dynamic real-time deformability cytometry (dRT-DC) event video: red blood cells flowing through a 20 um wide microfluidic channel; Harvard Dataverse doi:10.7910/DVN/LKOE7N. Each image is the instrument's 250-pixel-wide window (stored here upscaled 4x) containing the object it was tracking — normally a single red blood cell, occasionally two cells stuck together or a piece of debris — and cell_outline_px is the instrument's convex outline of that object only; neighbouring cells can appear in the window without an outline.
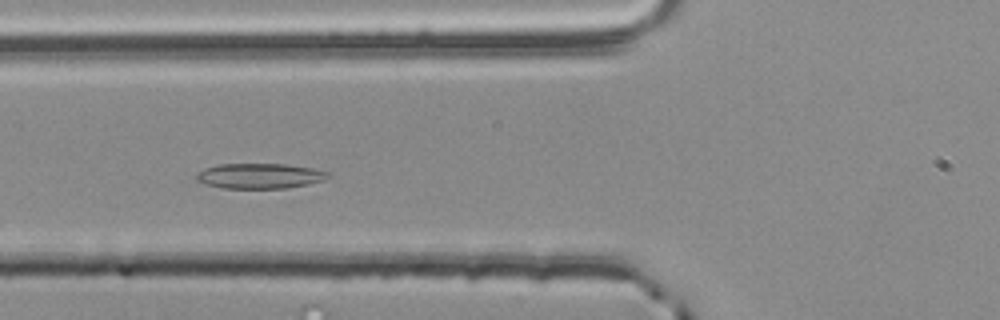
{"species": "common noctule bat (a hibernating species)", "species_latin": "Nyctalus noctula", "temperature_condition": "room temperature", "stored_images_in_passage": 40, "camera_frame_rate_fps": 3000, "um_per_image_px": 0.085, "animal": {"sex": "male", "body_mass_g": 20.4}, "frame": {"image": 1, "passage_image": 6, "time_ms": 1.667, "image_size_px": [1000, 320], "cell_outline_px": [[328, 176], [324, 180], [308, 184], [288, 188], [224, 188], [208, 184], [196, 180], [196, 176], [204, 168], [220, 164], [288, 164], [312, 168], [328, 172]], "centroid_in_image_um": [22.09, 14.95], "position_along_channel_um": 103.7, "area_um2": 19.13}}
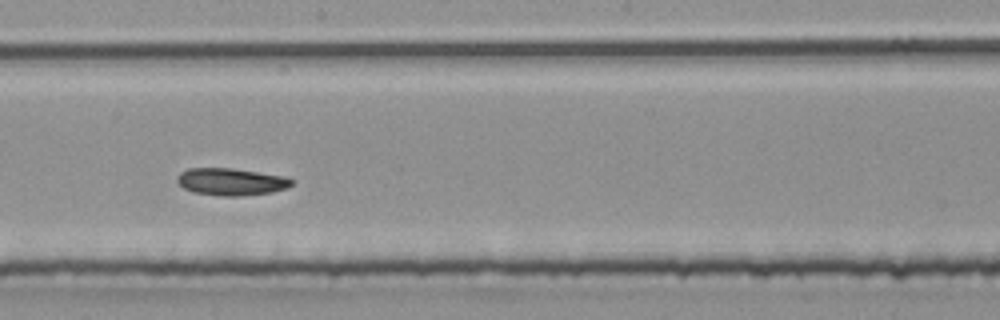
{"frame": {"image": 2, "passage_image": 16, "time_ms": 5.0, "image_size_px": [1000, 320], "cell_outline_px": [[292, 184], [288, 188], [272, 192], [244, 196], [224, 196], [192, 192], [184, 188], [176, 180], [176, 176], [180, 172], [188, 168], [232, 168], [284, 176], [292, 180]], "centroid_in_image_um": [19.63, 15.45], "position_along_channel_um": 228.6, "area_um2": 18.21}}
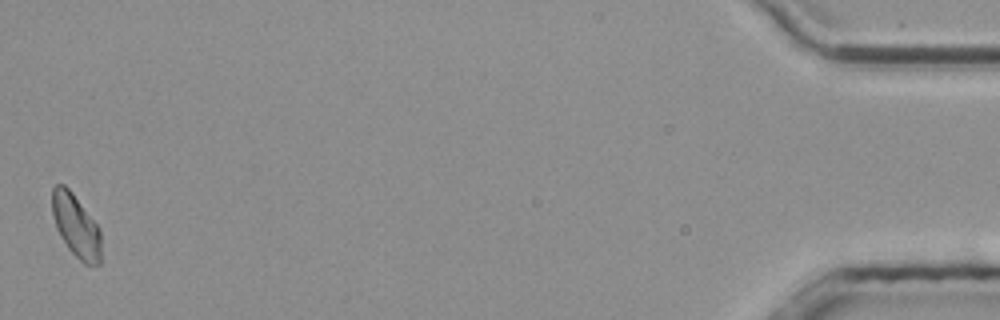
{"frame": {"image": 3, "passage_image": 40, "time_ms": 13.0, "image_size_px": [1000, 320], "cell_outline_px": [[100, 264], [84, 264], [68, 248], [60, 236], [56, 228], [52, 216], [52, 188], [56, 184], [64, 184], [72, 192], [100, 228]], "centroid_in_image_um": [6.44, 19.17], "position_along_channel_um": 428.8, "area_um2": 17.86}, "authors_computed_cell_mechanics": {"area_um2": 18.0914, "velocity_mm_per_s": 3.7367, "shape_relaxation_time_tau1_ms": 4.8442, "shape_relaxation_time_tau2_ms": null, "deformation_change_tau1": 0.1064, "deformation_change_tau2": null}}